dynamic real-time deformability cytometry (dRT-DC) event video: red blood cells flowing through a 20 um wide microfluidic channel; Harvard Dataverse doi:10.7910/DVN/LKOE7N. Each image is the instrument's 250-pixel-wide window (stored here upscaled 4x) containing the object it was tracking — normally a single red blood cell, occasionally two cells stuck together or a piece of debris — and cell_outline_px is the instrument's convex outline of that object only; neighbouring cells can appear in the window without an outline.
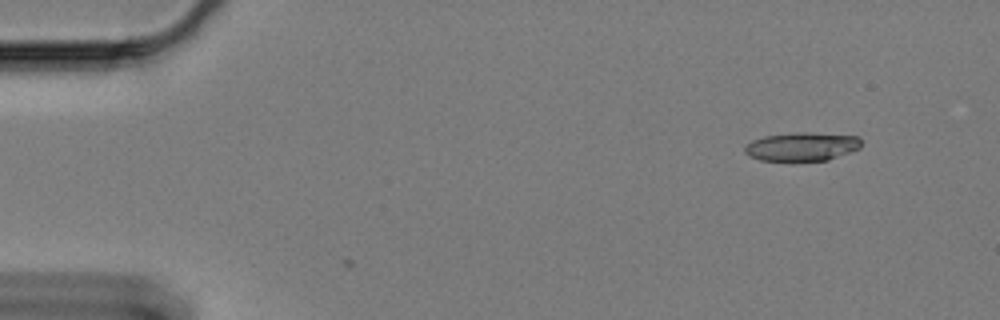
{"species": "Egyptian fruit bat (a non-hibernating species)", "species_latin": "Rousettus aegyptiacus", "temperature_condition": "cold", "stored_images_in_passage": 2, "camera_frame_rate_fps": 3000, "um_per_image_px": 0.085, "animal": {"sex": "female"}, "frame": {"image": 1, "passage_image": 1, "time_ms": 0.0, "image_size_px": [1000, 320], "cell_outline_px": [[860, 148], [828, 160], [760, 160], [748, 156], [744, 152], [744, 148], [752, 140], [764, 136], [856, 136], [860, 140]], "centroid_in_image_um": [68.09, 12.54], "position_along_channel_um": 16.9, "area_um2": 17.69}}